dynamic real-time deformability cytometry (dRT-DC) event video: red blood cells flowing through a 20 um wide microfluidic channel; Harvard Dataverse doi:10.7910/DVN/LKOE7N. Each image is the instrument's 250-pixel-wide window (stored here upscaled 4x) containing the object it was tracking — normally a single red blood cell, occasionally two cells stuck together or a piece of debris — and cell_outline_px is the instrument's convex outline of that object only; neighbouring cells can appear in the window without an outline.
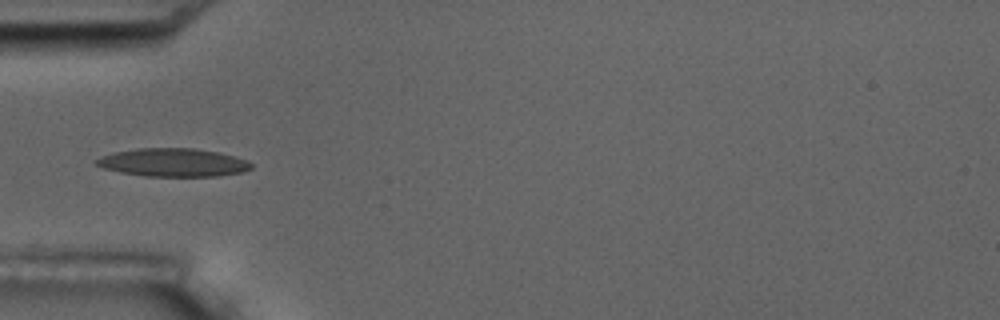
{"species": "common noctule bat (a hibernating species)", "species_latin": "Nyctalus noctula", "temperature_condition": "room temperature", "stored_images_in_passage": 6, "camera_frame_rate_fps": 3000, "um_per_image_px": 0.085, "animal": {"sex": "male", "body_mass_g": 17.5, "forearm_length_mm": 52.3}, "frame": {"image": 1, "passage_image": 6, "time_ms": 5.667, "image_size_px": [1000, 320], "cell_outline_px": [[252, 168], [244, 172], [220, 176], [144, 176], [120, 172], [104, 168], [96, 164], [92, 160], [100, 156], [112, 152], [136, 148], [196, 148], [216, 152], [248, 160], [252, 164]], "centroid_in_image_um": [14.69, 13.81], "position_along_channel_um": 70.3, "area_um2": 25.66}}